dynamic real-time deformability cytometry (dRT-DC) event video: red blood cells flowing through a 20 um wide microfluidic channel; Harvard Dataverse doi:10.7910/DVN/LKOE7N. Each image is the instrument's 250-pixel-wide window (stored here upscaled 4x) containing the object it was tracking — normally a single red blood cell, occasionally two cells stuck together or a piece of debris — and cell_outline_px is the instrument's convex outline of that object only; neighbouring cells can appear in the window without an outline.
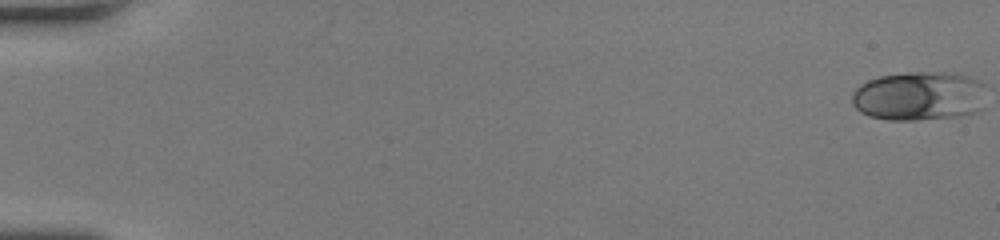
{"species": "human", "species_latin": "Homo sapiens", "temperature_condition": "room temperature", "stored_images_in_passage": 52, "camera_frame_rate_fps": 3000, "um_per_image_px": 0.085, "donor": {"sex": "female"}, "frame": {"image": 1, "passage_image": 1, "time_ms": 0.0, "image_size_px": [1000, 240], "cell_outline_px": [[984, 108], [980, 112], [960, 116], [916, 120], [888, 120], [868, 116], [860, 112], [852, 104], [852, 92], [860, 84], [868, 80], [880, 76], [904, 72], [956, 72], [980, 80], [984, 84]], "centroid_in_image_um": [78.16, 8.16], "position_along_channel_um": 6.8, "area_um2": 39.3}}
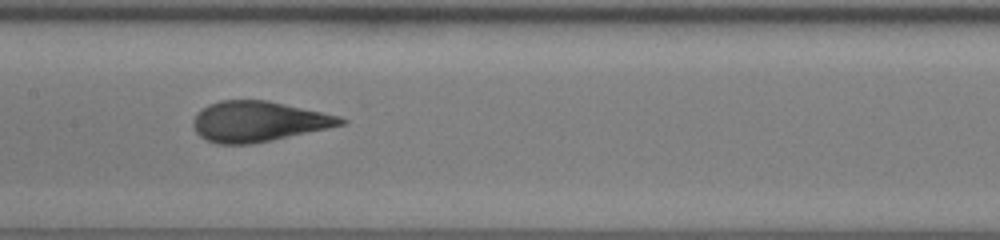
{"frame": {"image": 2, "passage_image": 28, "time_ms": 9.0, "image_size_px": [1000, 240], "cell_outline_px": [[348, 120], [344, 124], [272, 140], [252, 144], [216, 144], [200, 136], [196, 132], [192, 124], [192, 120], [196, 112], [200, 108], [208, 104], [220, 100], [268, 100], [340, 116]], "centroid_in_image_um": [21.9, 10.31], "position_along_channel_um": 185.5, "area_um2": 34.74}}
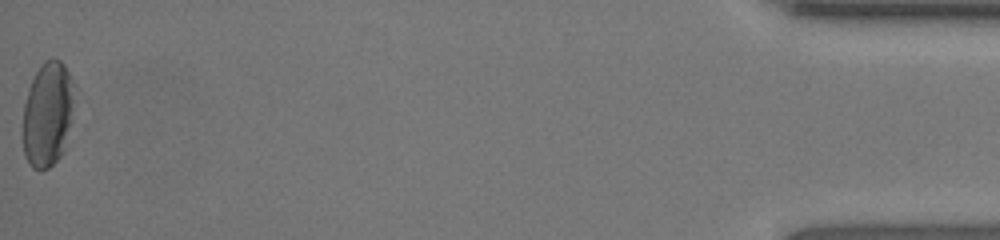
{"frame": {"image": 3, "passage_image": 52, "time_ms": 17.0, "image_size_px": [1000, 240], "cell_outline_px": [[72, 120], [64, 152], [48, 168], [40, 172], [32, 168], [28, 164], [24, 156], [20, 132], [24, 104], [28, 88], [36, 72], [44, 60], [60, 60], [64, 64], [72, 80]], "centroid_in_image_um": [3.99, 9.79], "position_along_channel_um": 431.2, "area_um2": 32.08}, "authors_computed_cell_mechanics": {"area_um2": 34.969, "velocity_mm_per_s": 4.2136, "shape_relaxation_time_tau1_ms": 3.789, "shape_relaxation_time_tau2_ms": 0.7057, "deformation_change_tau1": 0.1552, "deformation_change_tau2": 0.0463}}